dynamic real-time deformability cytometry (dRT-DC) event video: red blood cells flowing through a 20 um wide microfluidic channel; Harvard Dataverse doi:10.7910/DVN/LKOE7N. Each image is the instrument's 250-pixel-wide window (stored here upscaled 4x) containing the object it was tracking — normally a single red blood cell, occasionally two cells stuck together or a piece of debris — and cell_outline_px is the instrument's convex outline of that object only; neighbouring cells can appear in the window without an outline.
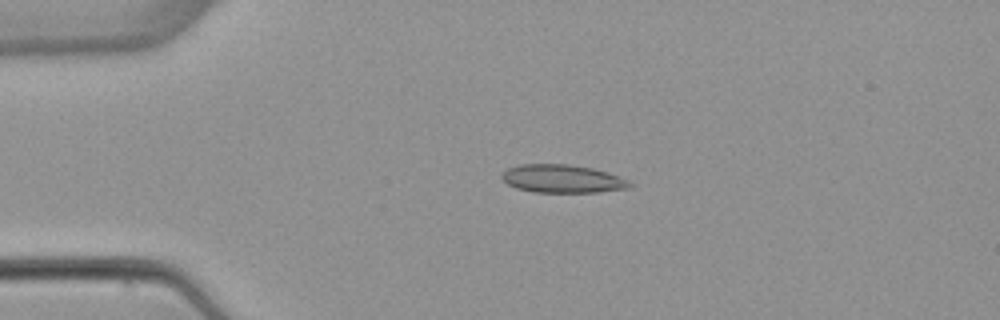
{"species": "common noctule bat (a hibernating species)", "species_latin": "Nyctalus noctula", "temperature_condition": "warm", "stored_images_in_passage": 5, "camera_frame_rate_fps": 3000, "um_per_image_px": 0.085, "animal": {"sex": "female", "body_mass_g": 22.7, "forearm_length_mm": 54.2}, "frame": {"image": 1, "passage_image": 4, "time_ms": 3.667, "image_size_px": [1000, 320], "cell_outline_px": [[636, 184], [632, 188], [600, 192], [532, 192], [516, 188], [508, 184], [500, 176], [508, 168], [520, 164], [568, 164], [592, 168], [608, 172], [620, 176]], "centroid_in_image_um": [47.87, 15.2], "position_along_channel_um": 37.1, "area_um2": 21.21}}